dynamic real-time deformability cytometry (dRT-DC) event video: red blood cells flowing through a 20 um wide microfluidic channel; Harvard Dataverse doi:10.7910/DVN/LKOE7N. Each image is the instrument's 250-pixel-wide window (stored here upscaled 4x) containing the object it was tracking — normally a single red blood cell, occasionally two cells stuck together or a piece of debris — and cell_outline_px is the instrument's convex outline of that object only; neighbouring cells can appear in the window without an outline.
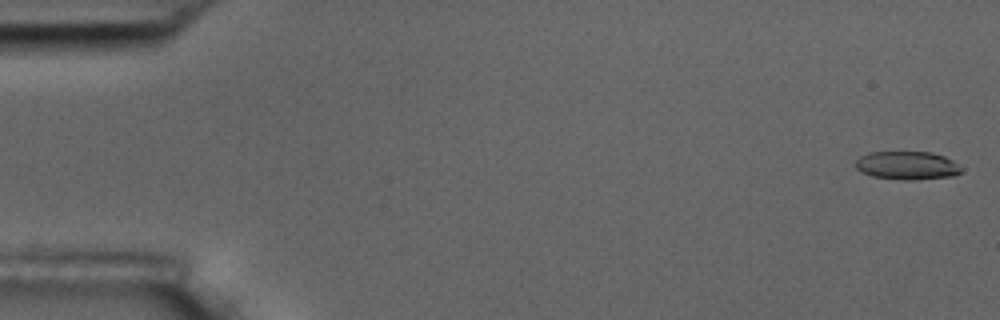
{"species": "common noctule bat (a hibernating species)", "species_latin": "Nyctalus noctula", "temperature_condition": "room temperature", "stored_images_in_passage": 6, "camera_frame_rate_fps": 3000, "um_per_image_px": 0.085, "animal": {"sex": "male", "body_mass_g": 17.5, "forearm_length_mm": 52.3}, "frame": {"image": 1, "passage_image": 1, "time_ms": 0.0, "image_size_px": [1000, 320], "cell_outline_px": [[964, 168], [956, 176], [912, 180], [904, 180], [872, 176], [860, 172], [852, 164], [860, 156], [868, 152], [932, 152], [944, 156], [952, 160]], "centroid_in_image_um": [77.09, 14.06], "position_along_channel_um": 7.9, "area_um2": 17.74}}
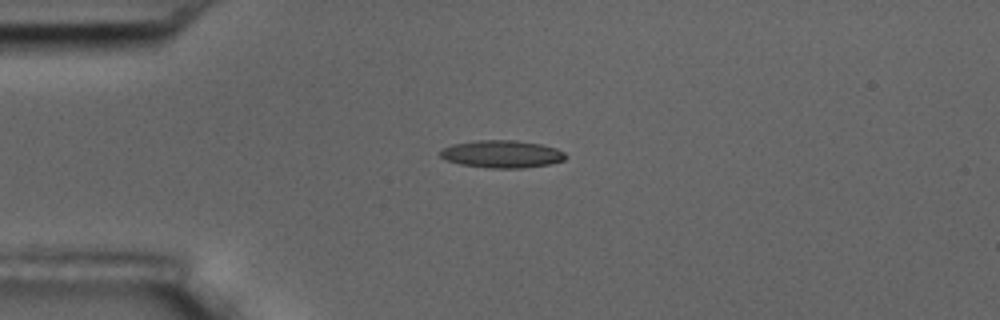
{"frame": {"image": 2, "passage_image": 5, "time_ms": 4.333, "image_size_px": [1000, 320], "cell_outline_px": [[568, 156], [564, 160], [548, 164], [524, 168], [488, 168], [460, 164], [444, 160], [440, 156], [440, 152], [444, 148], [452, 144], [476, 140], [512, 140], [540, 144], [556, 148], [564, 152]], "centroid_in_image_um": [42.65, 13.1], "position_along_channel_um": 42.4, "area_um2": 20.11}}